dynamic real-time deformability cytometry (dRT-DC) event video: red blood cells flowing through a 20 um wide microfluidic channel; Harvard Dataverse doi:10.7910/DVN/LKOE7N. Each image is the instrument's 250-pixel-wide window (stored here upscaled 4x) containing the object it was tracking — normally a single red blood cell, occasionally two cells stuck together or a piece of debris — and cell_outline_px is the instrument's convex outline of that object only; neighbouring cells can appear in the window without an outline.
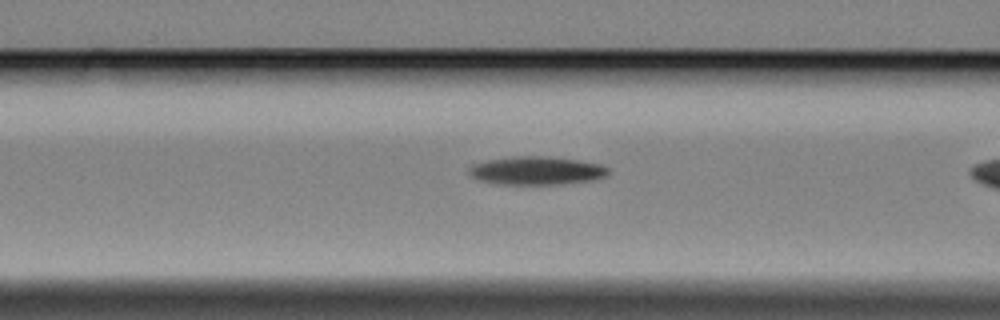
{"species": "Egyptian fruit bat (a non-hibernating species)", "species_latin": "Rousettus aegyptiacus", "temperature_condition": "cold", "stored_images_in_passage": 7, "camera_frame_rate_fps": 3000, "um_per_image_px": 0.085, "animal": {"sex": "female"}, "frame": {"image": 1, "passage_image": 5, "time_ms": 1.333, "image_size_px": [1000, 320], "cell_outline_px": [[608, 176], [592, 180], [560, 184], [504, 184], [480, 180], [472, 176], [468, 172], [468, 168], [476, 164], [488, 160], [516, 156], [544, 156], [576, 160], [600, 164], [608, 168]], "centroid_in_image_um": [45.64, 14.5], "position_along_channel_um": 121.0, "area_um2": 22.6}}